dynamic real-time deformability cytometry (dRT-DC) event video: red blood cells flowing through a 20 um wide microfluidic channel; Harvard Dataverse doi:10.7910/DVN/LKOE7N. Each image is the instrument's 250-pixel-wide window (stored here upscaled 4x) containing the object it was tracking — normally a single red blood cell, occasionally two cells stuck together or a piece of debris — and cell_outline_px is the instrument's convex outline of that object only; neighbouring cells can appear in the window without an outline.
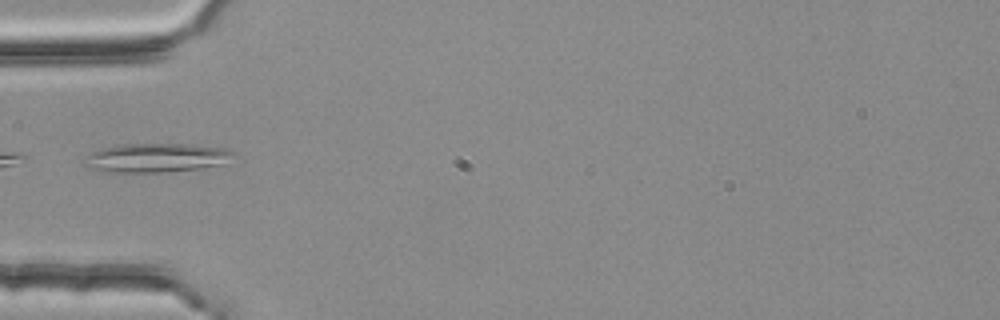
{"species": "common noctule bat (a hibernating species)", "species_latin": "Nyctalus noctula", "temperature_condition": "room temperature", "stored_images_in_passage": 1, "camera_frame_rate_fps": 3000, "um_per_image_px": 0.085, "animal": {"sex": "female", "body_mass_g": 25.1}, "frame": {"image": 1, "passage_image": 1, "time_ms": 0.0, "image_size_px": [1000, 320], "cell_outline_px": [[236, 152], [224, 164], [200, 168], [160, 172], [104, 172], [88, 168], [80, 164], [80, 160], [88, 152], [104, 148], [124, 144], [188, 144], [224, 148]], "centroid_in_image_um": [13.17, 13.42], "position_along_channel_um": 71.8, "area_um2": 25.43}}